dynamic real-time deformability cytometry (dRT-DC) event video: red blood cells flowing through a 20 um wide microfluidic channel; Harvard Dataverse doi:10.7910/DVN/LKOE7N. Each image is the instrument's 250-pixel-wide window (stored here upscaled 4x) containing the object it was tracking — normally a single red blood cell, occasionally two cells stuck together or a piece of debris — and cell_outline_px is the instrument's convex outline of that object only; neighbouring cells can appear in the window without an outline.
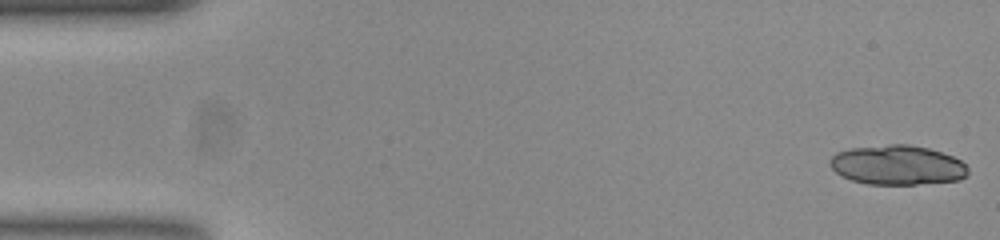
{"species": "common noctule bat (a hibernating species)", "species_latin": "Nyctalus noctula", "temperature_condition": "room temperature", "stored_images_in_passage": 25, "camera_frame_rate_fps": 3000, "um_per_image_px": 0.085, "animal": {"sex": "female", "body_mass_g": 23.0, "forearm_length_mm": 53.4}, "frame": {"image": 1, "passage_image": 1, "time_ms": 0.0, "image_size_px": [1000, 240], "cell_outline_px": [[968, 176], [960, 180], [916, 184], [868, 184], [852, 180], [840, 176], [828, 164], [828, 160], [836, 152], [852, 148], [888, 144], [908, 144], [928, 148], [952, 156], [960, 160], [968, 168]], "centroid_in_image_um": [76.26, 14.03], "position_along_channel_um": 8.7, "area_um2": 31.96}}